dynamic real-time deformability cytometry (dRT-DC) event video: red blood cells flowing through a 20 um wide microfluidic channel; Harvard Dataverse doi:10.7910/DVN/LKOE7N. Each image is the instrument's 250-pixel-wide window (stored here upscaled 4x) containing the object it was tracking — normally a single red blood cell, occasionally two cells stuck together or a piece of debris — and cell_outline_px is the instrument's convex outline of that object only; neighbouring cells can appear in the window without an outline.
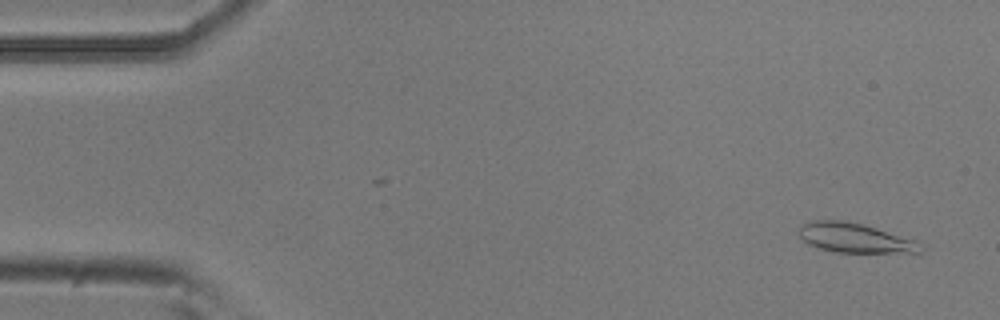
{"species": "common noctule bat (a hibernating species)", "species_latin": "Nyctalus noctula", "temperature_condition": "room temperature", "stored_images_in_passage": 53, "camera_frame_rate_fps": 3000, "um_per_image_px": 0.085, "animal": {"sex": "male", "body_mass_g": 20.5, "forearm_length_mm": 52.5}, "frame": {"image": 1, "passage_image": 3, "time_ms": 0.667, "image_size_px": [1000, 320], "cell_outline_px": [[924, 248], [920, 256], [836, 252], [820, 248], [808, 244], [800, 236], [800, 224], [812, 220], [840, 220], [864, 224], [916, 240]], "centroid_in_image_um": [72.84, 20.29], "position_along_channel_um": 12.2, "area_um2": 22.02}}
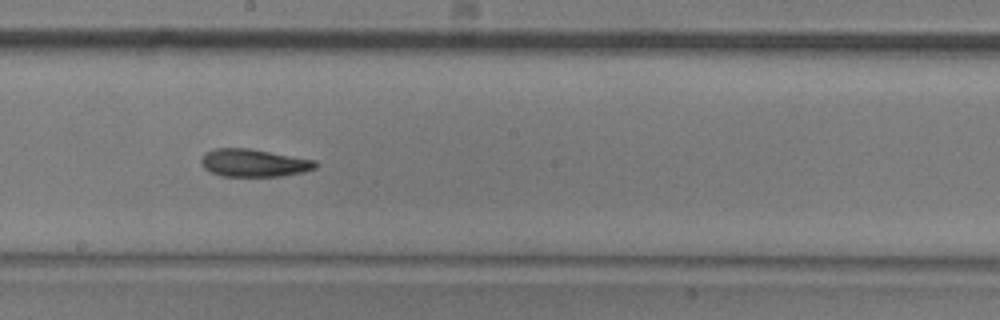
{"frame": {"image": 2, "passage_image": 29, "time_ms": 9.333, "image_size_px": [1000, 320], "cell_outline_px": [[320, 164], [316, 168], [304, 172], [280, 176], [224, 176], [212, 172], [204, 168], [200, 164], [200, 160], [204, 152], [216, 148], [248, 148], [316, 160]], "centroid_in_image_um": [21.59, 13.84], "position_along_channel_um": 226.6, "area_um2": 18.55}}
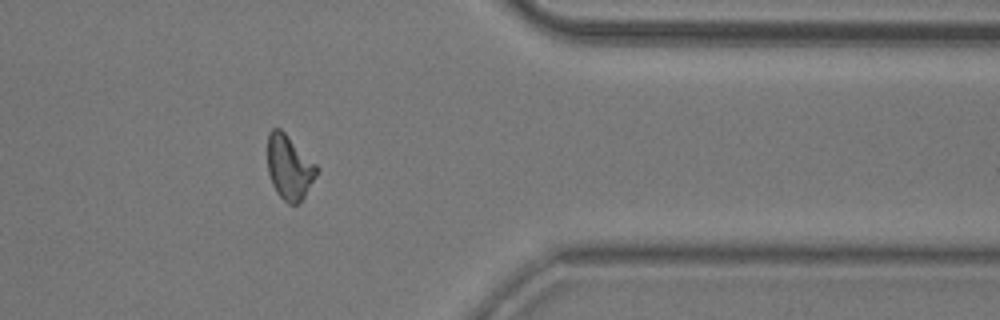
{"frame": {"image": 3, "passage_image": 43, "time_ms": 14.0, "image_size_px": [1000, 320], "cell_outline_px": [[320, 168], [316, 176], [304, 196], [296, 204], [288, 204], [276, 192], [272, 184], [268, 172], [268, 132], [272, 128], [280, 128]], "centroid_in_image_um": [24.58, 14.21], "position_along_channel_um": 386.8, "area_um2": 18.26}, "authors_computed_cell_mechanics": {"area_um2": 18.785, "velocity_mm_per_s": 3.7868, "shape_relaxation_time_tau1_ms": 7.4717, "shape_relaxation_time_tau2_ms": 8.3138, "deformation_change_tau1": 0.1947, "deformation_change_tau2": 0.1608}}